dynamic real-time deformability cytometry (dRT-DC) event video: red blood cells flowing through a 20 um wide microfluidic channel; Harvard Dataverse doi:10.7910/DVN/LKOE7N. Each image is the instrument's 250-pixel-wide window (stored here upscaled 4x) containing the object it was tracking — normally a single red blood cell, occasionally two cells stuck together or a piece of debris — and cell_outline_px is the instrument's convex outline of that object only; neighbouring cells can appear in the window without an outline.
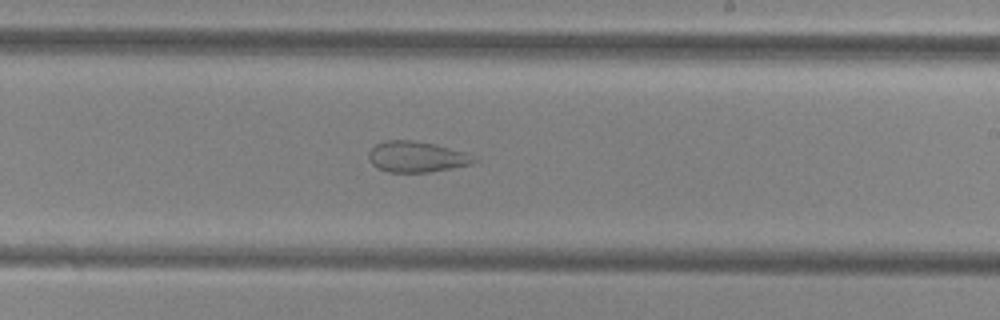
{"species": "common noctule bat (a hibernating species)", "species_latin": "Nyctalus noctula", "temperature_condition": "cold", "stored_images_in_passage": 53, "camera_frame_rate_fps": 3000, "um_per_image_px": 0.085, "animal": {"sex": "female", "body_mass_g": 29.2, "forearm_length_mm": 56.3}, "frame": {"image": 1, "passage_image": 32, "time_ms": 10.333, "image_size_px": [1000, 320], "cell_outline_px": [[480, 160], [472, 164], [452, 168], [428, 172], [388, 172], [372, 164], [368, 156], [368, 152], [376, 144], [384, 140], [412, 140], [436, 144], [480, 156]], "centroid_in_image_um": [35.49, 13.32], "position_along_channel_um": 253.5, "area_um2": 19.19}}
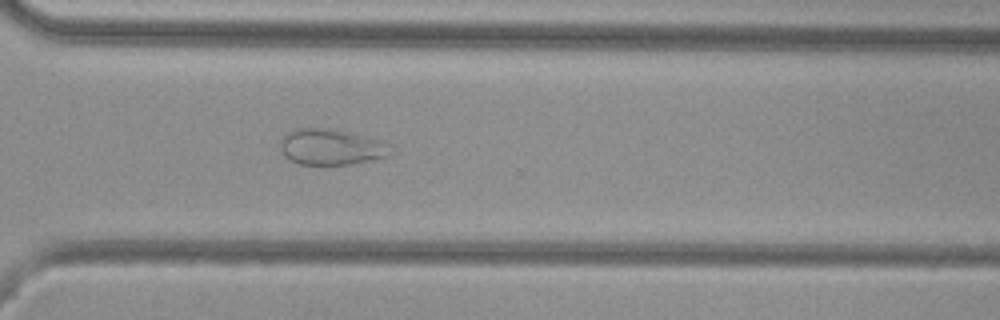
{"frame": {"image": 2, "passage_image": 39, "time_ms": 12.667, "image_size_px": [1000, 320], "cell_outline_px": [[392, 156], [348, 164], [300, 164], [288, 160], [284, 156], [280, 148], [280, 140], [284, 132], [296, 128], [332, 128], [352, 132], [376, 140]], "centroid_in_image_um": [27.98, 12.48], "position_along_channel_um": 342.6, "area_um2": 22.77}}
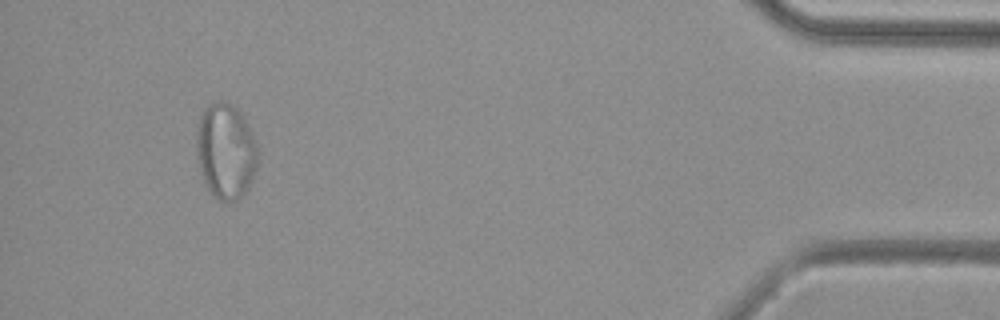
{"frame": {"image": 3, "passage_image": 50, "time_ms": 16.333, "image_size_px": [1000, 320], "cell_outline_px": [[256, 168], [252, 180], [248, 188], [236, 200], [220, 200], [212, 196], [204, 184], [200, 172], [196, 156], [196, 132], [200, 116], [204, 108], [208, 104], [216, 100], [224, 100], [236, 108], [240, 112], [248, 124], [256, 140]], "centroid_in_image_um": [19.15, 12.82], "position_along_channel_um": 416.1, "area_um2": 34.39}, "authors_computed_cell_mechanics": {"area_um2": 29.8826, "velocity_mm_per_s": 3.816, "shape_relaxation_time_tau1_ms": null, "shape_relaxation_time_tau2_ms": 1.6053, "deformation_change_tau1": null, "deformation_change_tau2": 0.0771}}